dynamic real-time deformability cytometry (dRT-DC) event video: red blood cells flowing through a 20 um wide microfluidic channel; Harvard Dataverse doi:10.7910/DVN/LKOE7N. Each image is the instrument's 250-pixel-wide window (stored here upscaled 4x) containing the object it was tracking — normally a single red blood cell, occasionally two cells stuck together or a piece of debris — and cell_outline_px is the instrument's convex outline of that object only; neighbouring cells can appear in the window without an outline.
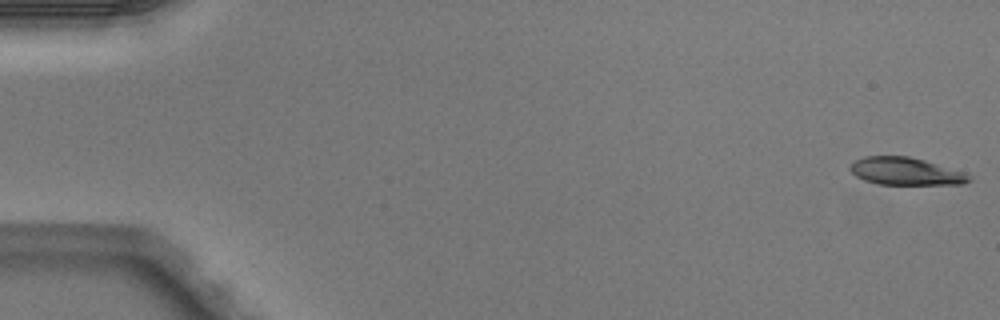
{"species": "Egyptian fruit bat (a non-hibernating species)", "species_latin": "Rousettus aegyptiacus", "temperature_condition": "warm", "stored_images_in_passage": 51, "segment_of_instrument_passage": [1, 2], "camera_frame_rate_fps": 3000, "um_per_image_px": 0.085, "animal": {"sex": "male"}, "frame": {"image": 1, "passage_image": 1, "time_ms": 0.0, "image_size_px": [1000, 320], "cell_outline_px": [[972, 176], [964, 184], [880, 184], [864, 180], [856, 176], [848, 168], [856, 160], [864, 156], [908, 156], [924, 160], [964, 172]], "centroid_in_image_um": [76.96, 14.56], "position_along_channel_um": 8.0, "area_um2": 18.84}}
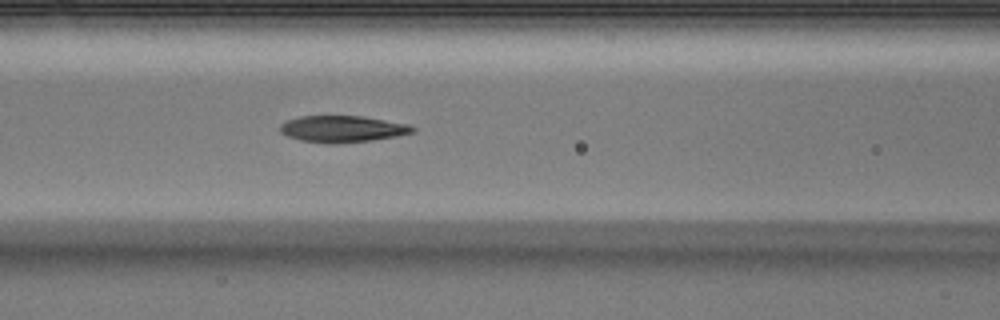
{"frame": {"image": 2, "passage_image": 22, "time_ms": 7.0, "image_size_px": [1000, 320], "cell_outline_px": [[416, 132], [396, 136], [372, 140], [336, 144], [328, 144], [300, 140], [288, 136], [280, 132], [280, 124], [288, 120], [300, 116], [360, 116], [408, 124], [416, 128]], "centroid_in_image_um": [29.1, 10.97], "position_along_channel_um": 137.5, "area_um2": 20.52}}
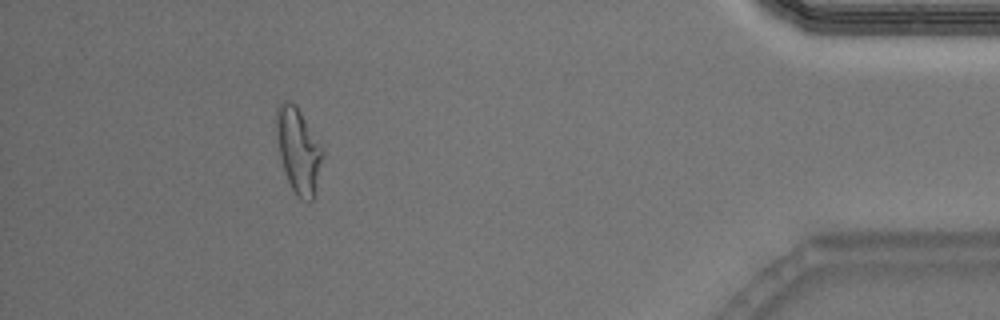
{"frame": {"image": 3, "passage_image": 46, "time_ms": 15.0, "image_size_px": [1000, 320], "cell_outline_px": [[324, 156], [312, 200], [304, 200], [296, 196], [288, 180], [280, 156], [276, 132], [276, 108], [284, 100], [288, 100], [296, 104], [324, 152]], "centroid_in_image_um": [25.35, 12.76], "position_along_channel_um": 409.8, "area_um2": 22.48}}